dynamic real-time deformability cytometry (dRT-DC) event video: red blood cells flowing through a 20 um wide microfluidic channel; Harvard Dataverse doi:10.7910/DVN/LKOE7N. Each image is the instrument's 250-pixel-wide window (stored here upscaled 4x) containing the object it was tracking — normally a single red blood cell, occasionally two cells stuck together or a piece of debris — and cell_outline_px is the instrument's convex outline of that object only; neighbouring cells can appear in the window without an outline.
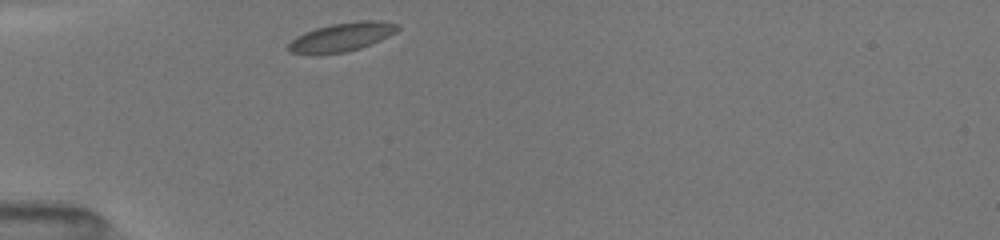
{"species": "common noctule bat (a hibernating species)", "species_latin": "Nyctalus noctula", "temperature_condition": "room temperature", "stored_images_in_passage": 30, "camera_frame_rate_fps": 3000, "um_per_image_px": 0.085, "animal": {"sex": "female", "body_mass_g": 19.5, "forearm_length_mm": 54.1}, "frame": {"image": 1, "passage_image": 1, "time_ms": 0.0, "image_size_px": [1000, 240], "cell_outline_px": [[400, 28], [396, 32], [372, 44], [360, 48], [344, 52], [288, 52], [288, 44], [296, 36], [304, 32], [316, 28], [332, 24], [360, 20], [376, 20], [400, 24]], "centroid_in_image_um": [29.12, 3.1], "position_along_channel_um": 55.9, "area_um2": 17.8}}
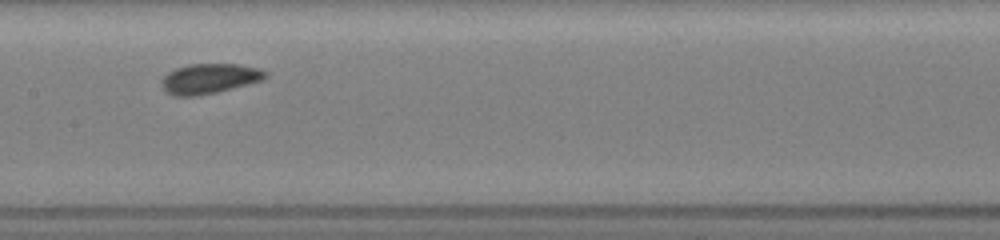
{"frame": {"image": 2, "passage_image": 12, "time_ms": 3.667, "image_size_px": [1000, 240], "cell_outline_px": [[268, 76], [260, 80], [248, 84], [200, 96], [172, 96], [160, 84], [160, 80], [168, 72], [176, 68], [188, 64], [240, 64], [260, 68], [268, 72]], "centroid_in_image_um": [17.79, 6.68], "position_along_channel_um": 189.6, "area_um2": 18.26}}
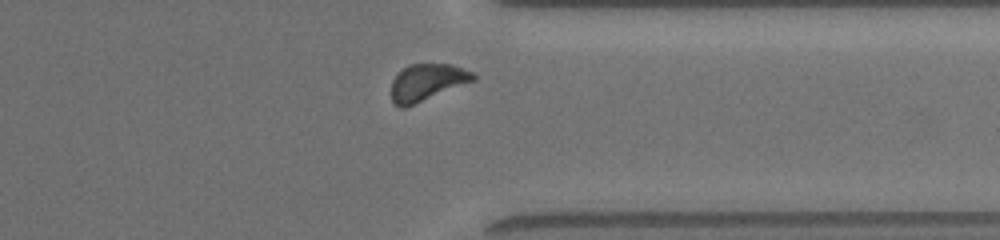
{"frame": {"image": 3, "passage_image": 26, "time_ms": 8.333, "image_size_px": [1000, 240], "cell_outline_px": [[476, 80], [404, 108], [400, 108], [392, 100], [392, 80], [408, 64], [452, 64], [472, 72], [476, 76]], "centroid_in_image_um": [36.31, 6.99], "position_along_channel_um": 375.1, "area_um2": 17.4}, "authors_computed_cell_mechanics": {"area_um2": 17.5423, "velocity_mm_per_s": 3.9918, "shape_relaxation_time_tau1_ms": 3.3028, "shape_relaxation_time_tau2_ms": null, "deformation_change_tau1": 0.0574, "deformation_change_tau2": null}}